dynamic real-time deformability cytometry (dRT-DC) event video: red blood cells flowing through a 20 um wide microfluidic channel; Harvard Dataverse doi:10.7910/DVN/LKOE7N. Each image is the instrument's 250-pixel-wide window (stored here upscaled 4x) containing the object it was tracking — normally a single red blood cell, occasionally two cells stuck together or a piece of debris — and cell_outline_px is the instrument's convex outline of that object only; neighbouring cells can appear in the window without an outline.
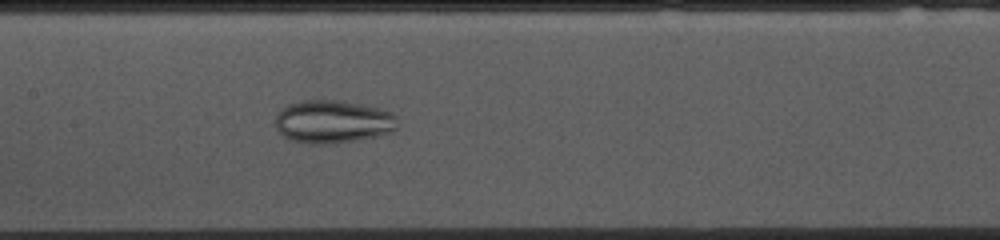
{"species": "common noctule bat (a hibernating species)", "species_latin": "Nyctalus noctula", "temperature_condition": "cold", "stored_images_in_passage": 48, "camera_frame_rate_fps": 3000, "um_per_image_px": 0.085, "animal": {"sex": "female", "body_mass_g": 10.0, "forearm_length_mm": 53.1}, "frame": {"image": 1, "passage_image": 19, "time_ms": 6.0, "image_size_px": [1000, 240], "cell_outline_px": [[396, 128], [392, 132], [380, 136], [356, 140], [328, 144], [312, 144], [292, 140], [284, 136], [276, 128], [276, 116], [288, 104], [304, 100], [336, 100], [360, 104], [380, 108], [392, 112], [396, 116]], "centroid_in_image_um": [28.32, 10.35], "position_along_channel_um": 179.1, "area_um2": 30.52}}
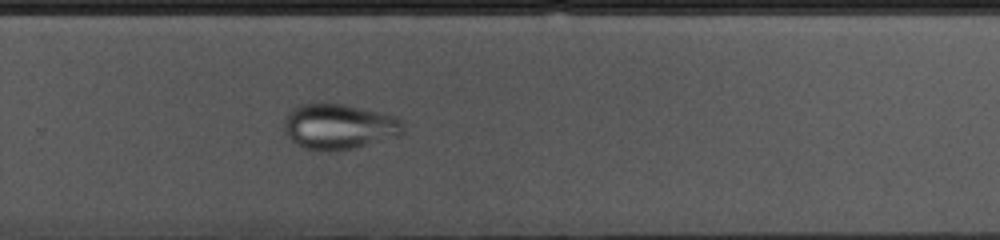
{"frame": {"image": 2, "passage_image": 29, "time_ms": 9.333, "image_size_px": [1000, 240], "cell_outline_px": [[404, 132], [400, 136], [352, 148], [324, 152], [304, 148], [296, 144], [288, 136], [284, 128], [284, 120], [288, 112], [292, 108], [300, 104], [344, 104], [380, 112], [392, 116], [400, 120], [404, 124]], "centroid_in_image_um": [28.8, 10.77], "position_along_channel_um": 301.0, "area_um2": 31.44}}
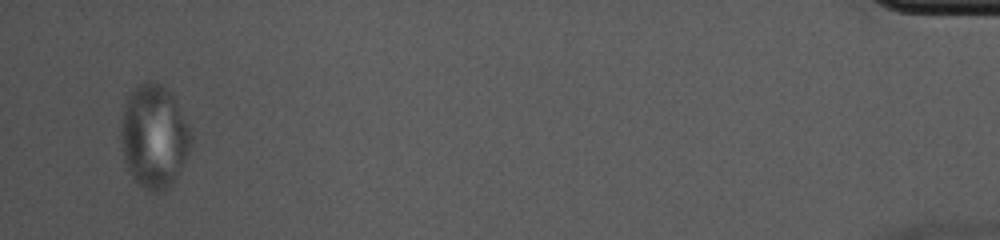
{"frame": {"image": 3, "passage_image": 46, "time_ms": 15.0, "image_size_px": [1000, 240], "cell_outline_px": [[192, 144], [176, 180], [172, 184], [160, 192], [152, 192], [144, 188], [132, 176], [128, 168], [124, 156], [120, 140], [120, 120], [124, 104], [128, 96], [144, 80], [148, 80], [160, 84], [172, 92], [176, 100], [192, 136]], "centroid_in_image_um": [13.09, 11.58], "position_along_channel_um": 422.1, "area_um2": 42.31}}